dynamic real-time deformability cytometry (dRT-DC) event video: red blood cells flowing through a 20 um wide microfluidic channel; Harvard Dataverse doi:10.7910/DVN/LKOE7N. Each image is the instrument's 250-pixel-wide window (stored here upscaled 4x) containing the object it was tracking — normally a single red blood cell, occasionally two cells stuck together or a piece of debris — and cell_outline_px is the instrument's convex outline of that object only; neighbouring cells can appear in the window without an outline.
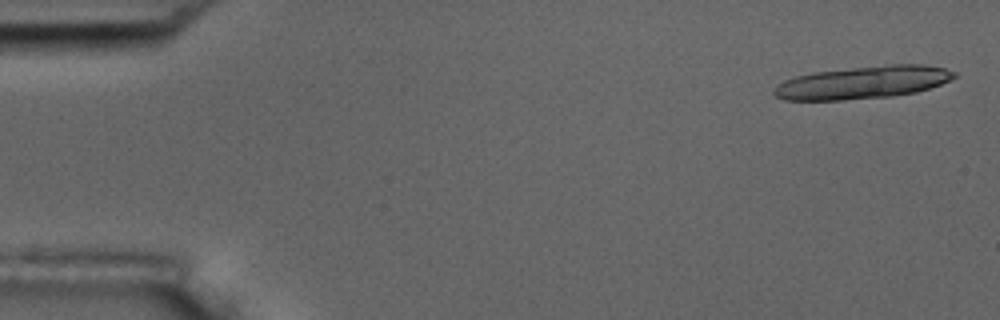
{"species": "common noctule bat (a hibernating species)", "species_latin": "Nyctalus noctula", "temperature_condition": "room temperature", "stored_images_in_passage": 6, "camera_frame_rate_fps": 3000, "um_per_image_px": 0.085, "animal": {"sex": "male", "body_mass_g": 17.5, "forearm_length_mm": 52.3}, "frame": {"image": 1, "passage_image": 1, "time_ms": 0.0, "image_size_px": [1000, 320], "cell_outline_px": [[956, 76], [940, 84], [916, 92], [892, 96], [844, 100], [784, 100], [776, 96], [772, 92], [784, 80], [796, 76], [812, 72], [892, 64], [920, 64], [944, 68], [956, 72]], "centroid_in_image_um": [73.33, 7.01], "position_along_channel_um": 11.7, "area_um2": 33.99}}